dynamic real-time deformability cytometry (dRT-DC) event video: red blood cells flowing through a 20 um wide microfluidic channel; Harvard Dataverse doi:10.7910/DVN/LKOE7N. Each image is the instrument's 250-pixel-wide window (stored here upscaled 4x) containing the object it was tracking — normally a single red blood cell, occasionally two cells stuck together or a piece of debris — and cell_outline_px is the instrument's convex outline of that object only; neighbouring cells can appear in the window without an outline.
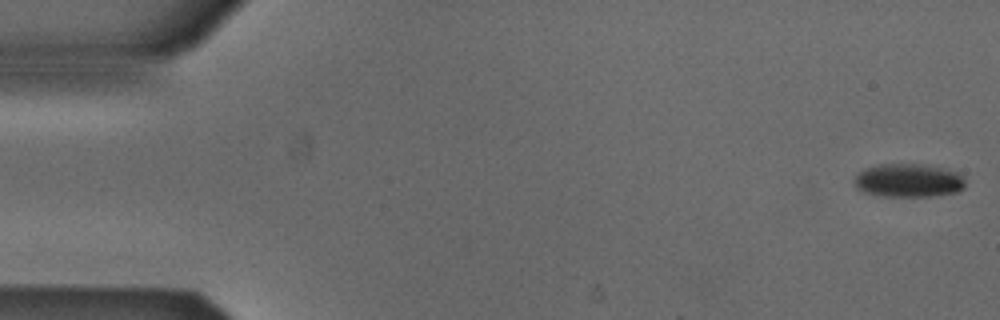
{"species": "Egyptian fruit bat (a non-hibernating species)", "species_latin": "Rousettus aegyptiacus", "temperature_condition": "cold", "stored_images_in_passage": 53, "camera_frame_rate_fps": 3000, "um_per_image_px": 0.085, "animal": {"sex": "male"}, "frame": {"image": 1, "passage_image": 1, "time_ms": 0.0, "image_size_px": [1000, 320], "cell_outline_px": [[964, 188], [956, 192], [932, 196], [880, 196], [864, 192], [856, 188], [852, 180], [864, 168], [880, 164], [920, 164], [960, 172], [964, 176]], "centroid_in_image_um": [77.2, 15.34], "position_along_channel_um": 7.8, "area_um2": 21.73}}
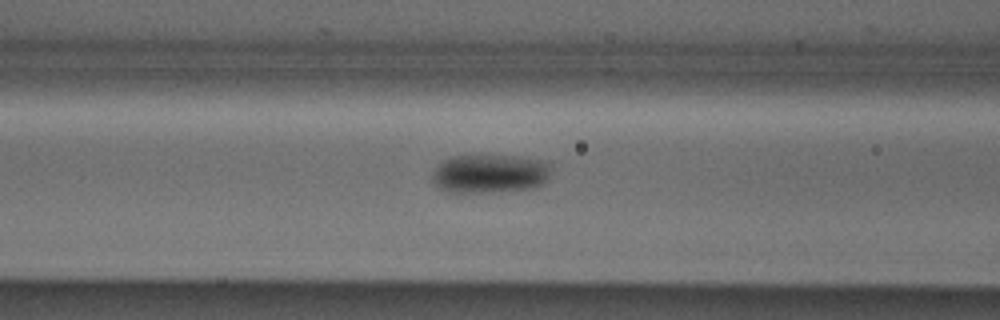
{"frame": {"image": 2, "passage_image": 21, "time_ms": 6.667, "image_size_px": [1000, 320], "cell_outline_px": [[552, 168], [548, 180], [544, 184], [536, 188], [488, 192], [448, 192], [440, 188], [432, 180], [432, 172], [436, 164], [452, 156], [520, 156], [548, 160]], "centroid_in_image_um": [41.7, 14.75], "position_along_channel_um": 124.9, "area_um2": 27.34}}
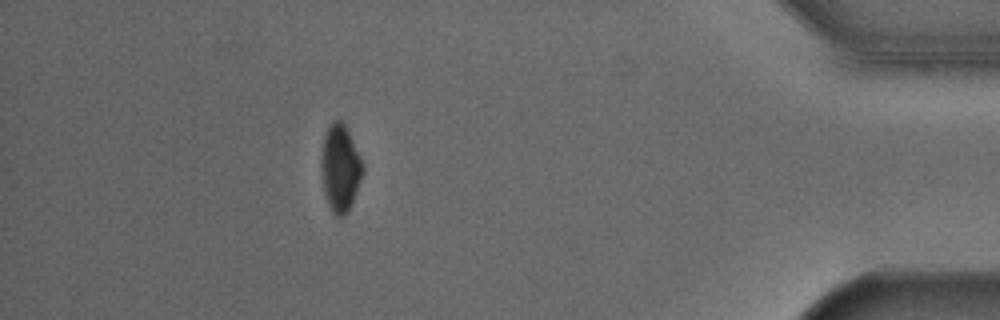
{"frame": {"image": 3, "passage_image": 47, "time_ms": 15.333, "image_size_px": [1000, 320], "cell_outline_px": [[364, 172], [348, 212], [344, 216], [336, 216], [332, 212], [324, 196], [320, 172], [320, 160], [324, 136], [332, 120], [340, 116], [344, 120], [348, 128], [364, 168]], "centroid_in_image_um": [28.89, 14.24], "position_along_channel_um": 406.3, "area_um2": 21.56}, "authors_computed_cell_mechanics": {"area_um2": 24.0448, "velocity_mm_per_s": 3.8584, "shape_relaxation_time_tau1_ms": 9.1049, "shape_relaxation_time_tau2_ms": null, "deformation_change_tau1": 0.165, "deformation_change_tau2": null}}